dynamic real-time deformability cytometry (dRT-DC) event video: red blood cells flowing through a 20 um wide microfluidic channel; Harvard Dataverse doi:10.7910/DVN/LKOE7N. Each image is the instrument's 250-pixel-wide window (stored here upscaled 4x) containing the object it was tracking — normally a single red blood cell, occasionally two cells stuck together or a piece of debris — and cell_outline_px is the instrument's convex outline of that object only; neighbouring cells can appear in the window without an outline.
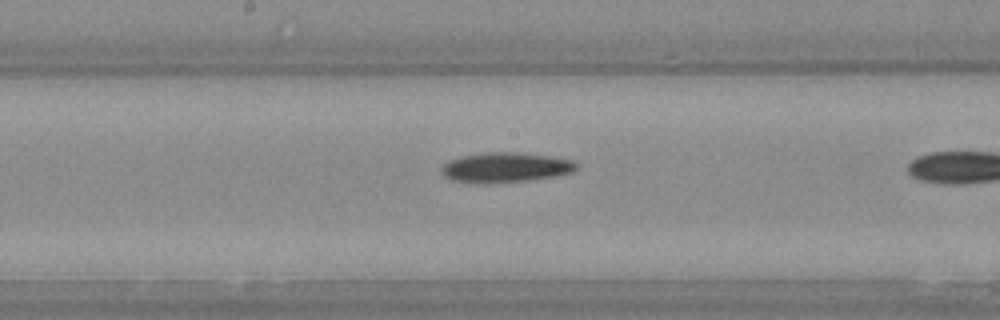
{"species": "Egyptian fruit bat (a non-hibernating species)", "species_latin": "Rousettus aegyptiacus", "temperature_condition": "warm", "stored_images_in_passage": 30, "camera_frame_rate_fps": 3000, "um_per_image_px": 0.085, "animal": {"sex": "female"}, "frame": {"image": 1, "passage_image": 20, "time_ms": 6.333, "image_size_px": [1000, 320], "cell_outline_px": [[576, 168], [572, 172], [556, 176], [532, 180], [484, 184], [476, 184], [452, 180], [444, 176], [440, 172], [440, 168], [444, 164], [452, 160], [464, 156], [488, 152], [508, 152], [548, 156], [572, 160], [576, 164]], "centroid_in_image_um": [42.93, 14.26], "position_along_channel_um": 205.3, "area_um2": 23.41}}